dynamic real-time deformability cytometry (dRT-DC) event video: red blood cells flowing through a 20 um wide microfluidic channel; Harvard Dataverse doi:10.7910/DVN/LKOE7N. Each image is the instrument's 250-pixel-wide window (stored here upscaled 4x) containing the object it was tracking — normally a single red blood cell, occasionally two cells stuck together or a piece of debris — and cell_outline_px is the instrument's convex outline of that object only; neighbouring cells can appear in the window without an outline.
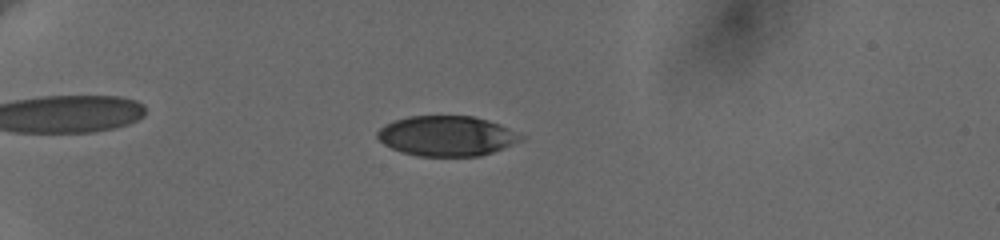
{"species": "human", "species_latin": "Homo sapiens", "temperature_condition": "cold", "stored_images_in_passage": 52, "camera_frame_rate_fps": 3000, "um_per_image_px": 0.085, "donor": {"sex": "female"}, "frame": {"image": 1, "passage_image": 16, "time_ms": 5.667, "image_size_px": [1000, 240], "cell_outline_px": [[524, 140], [504, 148], [480, 156], [416, 156], [400, 152], [384, 144], [376, 136], [376, 132], [384, 124], [392, 120], [408, 116], [472, 116], [488, 120], [500, 124], [524, 136]], "centroid_in_image_um": [37.96, 11.55], "position_along_channel_um": 47.0, "area_um2": 33.81}}
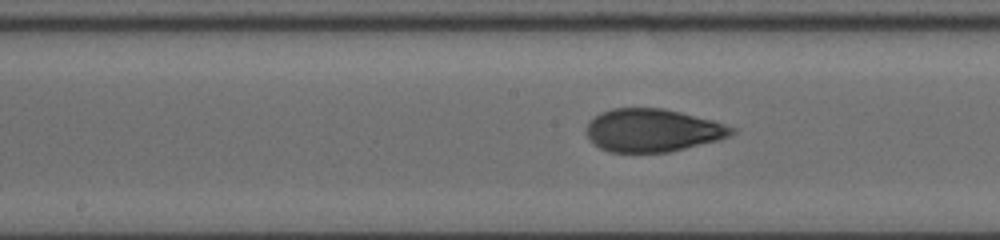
{"frame": {"image": 2, "passage_image": 30, "time_ms": 11.0, "image_size_px": [1000, 240], "cell_outline_px": [[736, 132], [732, 136], [668, 152], [608, 152], [600, 148], [588, 136], [588, 124], [600, 112], [612, 108], [664, 108], [712, 120], [736, 128]], "centroid_in_image_um": [55.5, 11.07], "position_along_channel_um": 192.7, "area_um2": 35.95}}
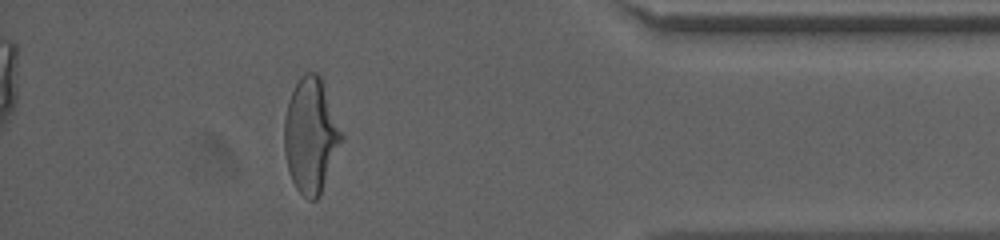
{"frame": {"image": 3, "passage_image": 47, "time_ms": 17.667, "image_size_px": [1000, 240], "cell_outline_px": [[344, 136], [320, 196], [316, 200], [308, 200], [296, 188], [292, 180], [288, 168], [284, 152], [284, 120], [288, 100], [300, 76], [304, 72], [316, 72], [320, 76]], "centroid_in_image_um": [26.41, 11.52], "position_along_channel_um": 408.8, "area_um2": 38.15}, "authors_computed_cell_mechanics": {"area_um2": 36.0961, "velocity_mm_per_s": 3.6439, "shape_relaxation_time_tau1_ms": 3.8246, "shape_relaxation_time_tau2_ms": 1.0571, "deformation_change_tau1": 0.1666, "deformation_change_tau2": 0.0669}}